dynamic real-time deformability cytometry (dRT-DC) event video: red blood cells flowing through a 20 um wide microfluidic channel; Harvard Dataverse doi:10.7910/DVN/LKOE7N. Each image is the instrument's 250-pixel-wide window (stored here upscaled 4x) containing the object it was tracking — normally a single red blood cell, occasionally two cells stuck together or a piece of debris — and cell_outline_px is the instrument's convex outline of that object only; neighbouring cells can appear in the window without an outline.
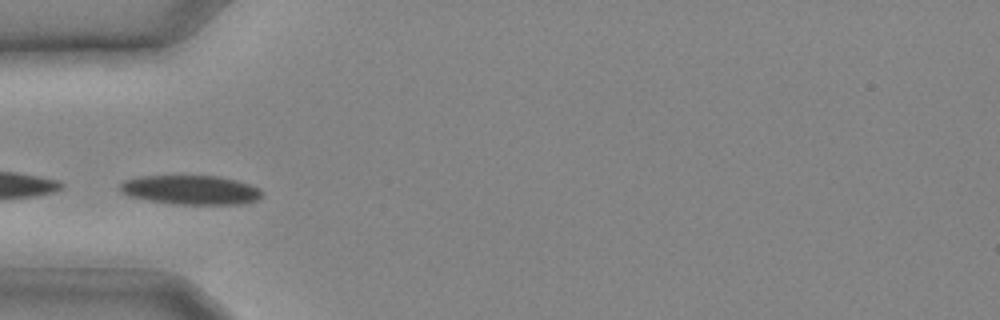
{"species": "common noctule bat (a hibernating species)", "species_latin": "Nyctalus noctula", "temperature_condition": "cold", "stored_images_in_passage": 9, "camera_frame_rate_fps": 3000, "um_per_image_px": 0.085, "animal": {"sex": "male", "body_mass_g": 20.4}, "frame": {"image": 1, "passage_image": 6, "time_ms": 1.667, "image_size_px": [1000, 320], "cell_outline_px": [[264, 192], [256, 200], [240, 204], [176, 204], [148, 200], [128, 196], [120, 188], [120, 184], [124, 180], [140, 176], [220, 176], [236, 180], [260, 188]], "centroid_in_image_um": [16.22, 16.14], "position_along_channel_um": 68.8, "area_um2": 24.04}}
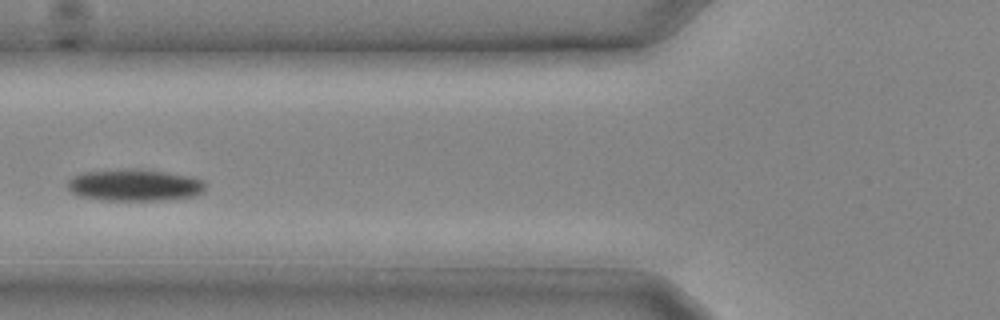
{"frame": {"image": 2, "passage_image": 8, "time_ms": 2.333, "image_size_px": [1000, 320], "cell_outline_px": [[204, 192], [192, 196], [164, 200], [104, 200], [80, 196], [72, 192], [68, 188], [68, 180], [72, 176], [84, 172], [124, 168], [132, 168], [164, 172], [192, 176], [204, 180]], "centroid_in_image_um": [11.43, 15.72], "position_along_channel_um": 114.4, "area_um2": 25.61}}